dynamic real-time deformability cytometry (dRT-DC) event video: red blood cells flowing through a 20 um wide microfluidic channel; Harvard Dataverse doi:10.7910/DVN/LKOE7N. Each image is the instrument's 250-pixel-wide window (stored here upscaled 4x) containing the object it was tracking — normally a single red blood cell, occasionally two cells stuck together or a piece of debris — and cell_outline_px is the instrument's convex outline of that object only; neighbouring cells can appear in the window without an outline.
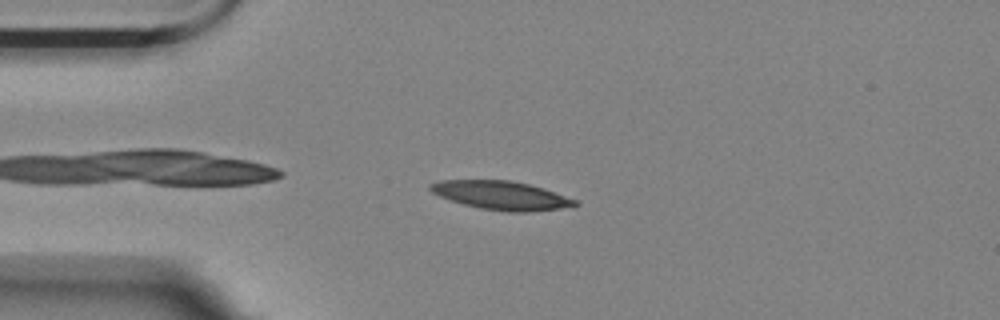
{"species": "Egyptian fruit bat (a non-hibernating species)", "species_latin": "Rousettus aegyptiacus", "temperature_condition": "room temperature", "stored_images_in_passage": 43, "camera_frame_rate_fps": 3000, "um_per_image_px": 0.085, "animal": {"sex": "female"}, "frame": {"image": 1, "passage_image": 4, "time_ms": 1.0, "image_size_px": [1000, 320], "cell_outline_px": [[580, 204], [560, 208], [528, 212], [508, 212], [480, 208], [464, 204], [440, 196], [432, 192], [428, 188], [428, 184], [440, 180], [512, 180], [544, 188], [576, 200]], "centroid_in_image_um": [42.59, 16.6], "position_along_channel_um": 42.4, "area_um2": 23.99}}
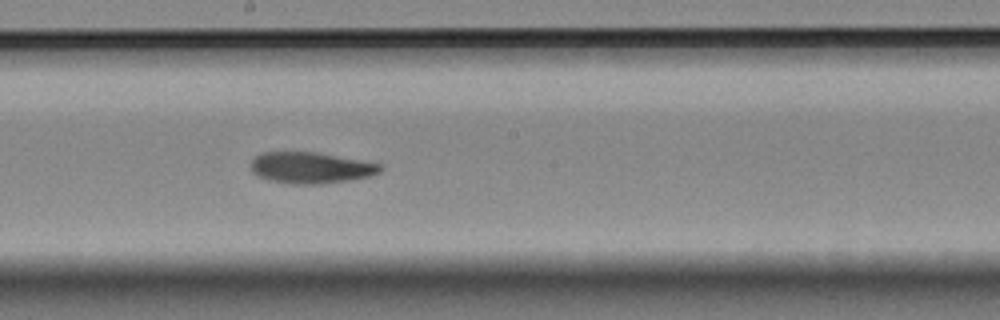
{"frame": {"image": 2, "passage_image": 21, "time_ms": 6.667, "image_size_px": [1000, 320], "cell_outline_px": [[384, 168], [380, 172], [372, 176], [324, 184], [288, 184], [268, 180], [256, 176], [252, 172], [252, 160], [256, 156], [264, 152], [316, 152], [380, 164]], "centroid_in_image_um": [26.41, 14.27], "position_along_channel_um": 221.8, "area_um2": 23.58}}
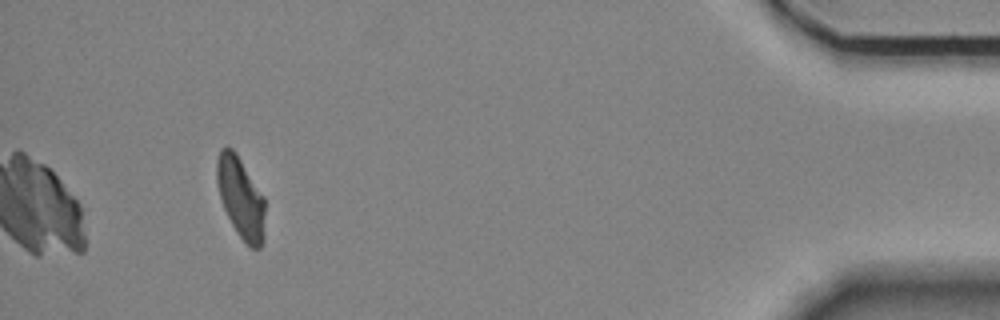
{"frame": {"image": 3, "passage_image": 43, "time_ms": 14.0, "image_size_px": [1000, 320], "cell_outline_px": [[264, 240], [260, 248], [248, 248], [232, 224], [224, 208], [220, 196], [216, 180], [216, 160], [220, 148], [232, 148], [236, 152], [264, 196]], "centroid_in_image_um": [20.46, 16.8], "position_along_channel_um": 414.7, "area_um2": 22.77}}